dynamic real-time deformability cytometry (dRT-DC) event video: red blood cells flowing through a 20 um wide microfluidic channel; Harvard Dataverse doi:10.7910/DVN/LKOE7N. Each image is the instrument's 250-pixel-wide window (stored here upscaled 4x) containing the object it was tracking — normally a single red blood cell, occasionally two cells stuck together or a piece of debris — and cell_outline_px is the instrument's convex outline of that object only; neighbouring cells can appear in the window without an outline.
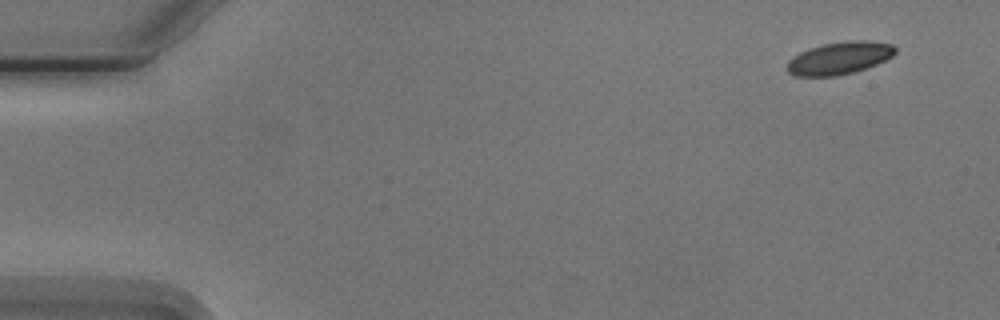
{"species": "Egyptian fruit bat (a non-hibernating species)", "species_latin": "Rousettus aegyptiacus", "temperature_condition": "cold", "stored_images_in_passage": 5, "camera_frame_rate_fps": 3000, "um_per_image_px": 0.085, "animal": {"sex": "male"}, "frame": {"image": 1, "passage_image": 1, "time_ms": 0.0, "image_size_px": [1000, 320], "cell_outline_px": [[896, 52], [892, 56], [876, 64], [852, 72], [836, 76], [796, 76], [788, 72], [788, 60], [792, 56], [808, 48], [824, 44], [848, 40], [864, 40], [892, 44], [896, 48]], "centroid_in_image_um": [71.33, 4.93], "position_along_channel_um": 13.7, "area_um2": 20.35}}
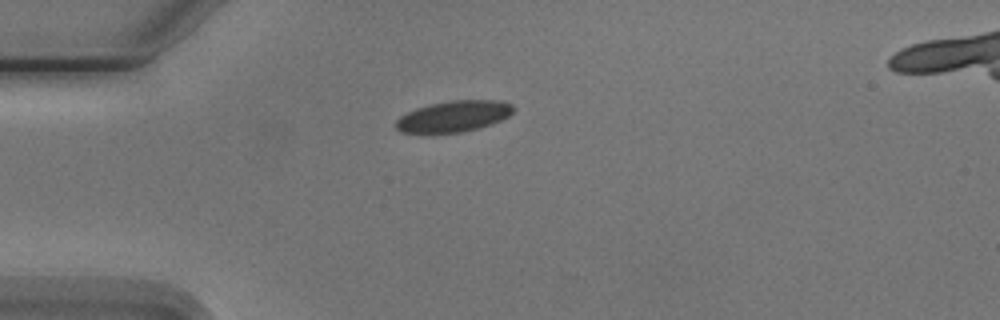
{"frame": {"image": 2, "passage_image": 4, "time_ms": 3.667, "image_size_px": [1000, 320], "cell_outline_px": [[516, 108], [508, 116], [500, 120], [476, 128], [460, 132], [400, 132], [396, 128], [396, 120], [400, 116], [416, 108], [432, 104], [452, 100], [500, 100], [512, 104]], "centroid_in_image_um": [38.58, 9.86], "position_along_channel_um": 46.4, "area_um2": 20.87}}